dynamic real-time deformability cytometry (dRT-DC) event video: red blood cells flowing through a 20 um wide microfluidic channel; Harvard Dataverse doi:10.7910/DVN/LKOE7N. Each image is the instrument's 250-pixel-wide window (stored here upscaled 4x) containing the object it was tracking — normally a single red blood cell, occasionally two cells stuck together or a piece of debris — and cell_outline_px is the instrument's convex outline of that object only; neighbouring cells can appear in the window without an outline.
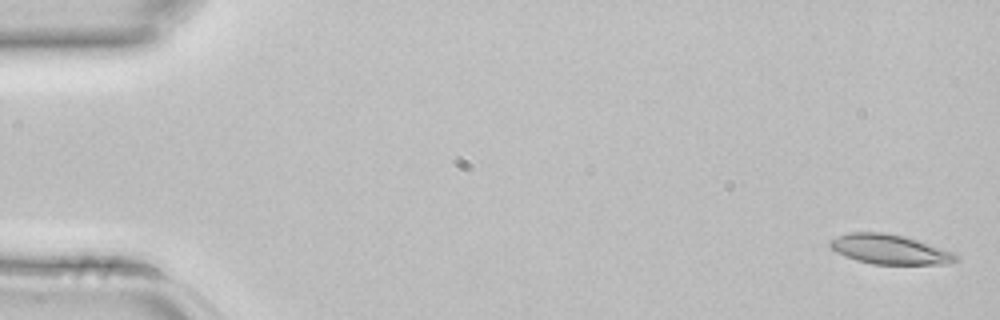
{"species": "common noctule bat (a hibernating species)", "species_latin": "Nyctalus noctula", "temperature_condition": "room temperature", "stored_images_in_passage": 4, "camera_frame_rate_fps": 3000, "um_per_image_px": 0.085, "animal": {"sex": "female", "body_mass_g": 22.7, "forearm_length_mm": 54.2}, "frame": {"image": 1, "passage_image": 1, "time_ms": 0.0, "image_size_px": [1000, 320], "cell_outline_px": [[960, 260], [948, 264], [872, 264], [856, 260], [836, 252], [828, 244], [828, 240], [848, 232], [888, 232], [904, 236], [956, 252], [960, 256]], "centroid_in_image_um": [75.67, 21.19], "position_along_channel_um": 9.3, "area_um2": 22.08}}
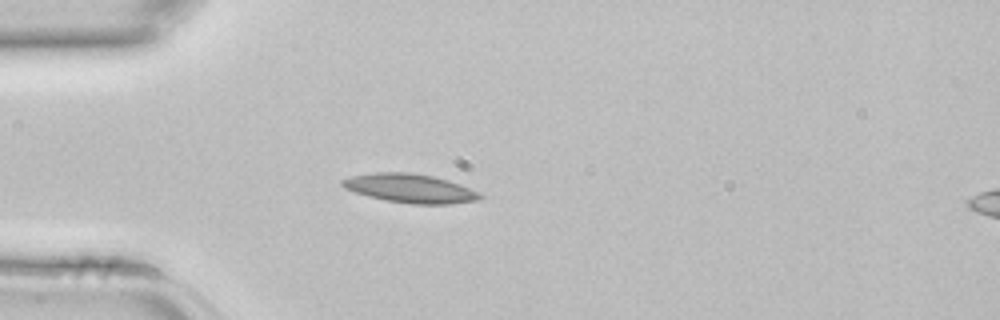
{"frame": {"image": 2, "passage_image": 4, "time_ms": 1.0, "image_size_px": [1000, 320], "cell_outline_px": [[484, 196], [480, 200], [452, 204], [412, 204], [384, 200], [368, 196], [344, 188], [340, 184], [340, 180], [352, 176], [376, 172], [412, 172], [432, 176], [448, 180], [460, 184], [480, 192]], "centroid_in_image_um": [34.89, 16.01], "position_along_channel_um": 50.1, "area_um2": 23.35}}